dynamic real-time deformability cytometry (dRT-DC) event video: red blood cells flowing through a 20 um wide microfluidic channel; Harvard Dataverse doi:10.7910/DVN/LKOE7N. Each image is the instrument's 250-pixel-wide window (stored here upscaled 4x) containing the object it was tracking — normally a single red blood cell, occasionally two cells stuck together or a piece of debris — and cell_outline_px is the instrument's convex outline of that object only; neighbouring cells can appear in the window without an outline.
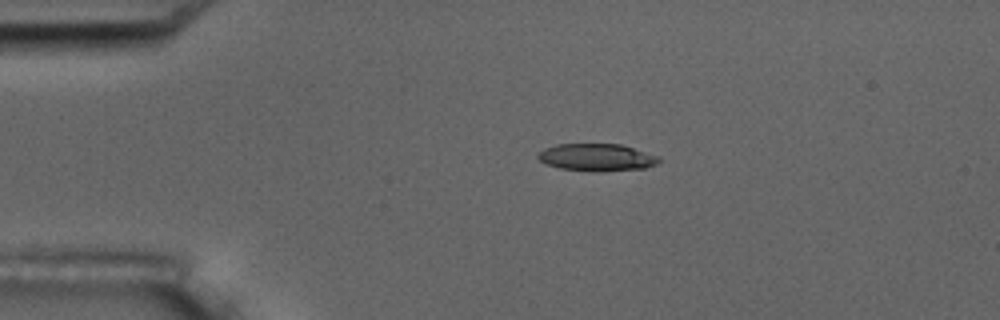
{"species": "common noctule bat (a hibernating species)", "species_latin": "Nyctalus noctula", "temperature_condition": "room temperature", "stored_images_in_passage": 5, "camera_frame_rate_fps": 3000, "um_per_image_px": 0.085, "animal": {"sex": "male", "body_mass_g": 17.5, "forearm_length_mm": 52.3}, "frame": {"image": 1, "passage_image": 3, "time_ms": 2.333, "image_size_px": [1000, 320], "cell_outline_px": [[660, 160], [656, 164], [644, 168], [560, 168], [548, 164], [540, 160], [536, 156], [544, 148], [556, 144], [620, 144], [660, 156]], "centroid_in_image_um": [50.72, 13.3], "position_along_channel_um": 34.3, "area_um2": 17.98}}
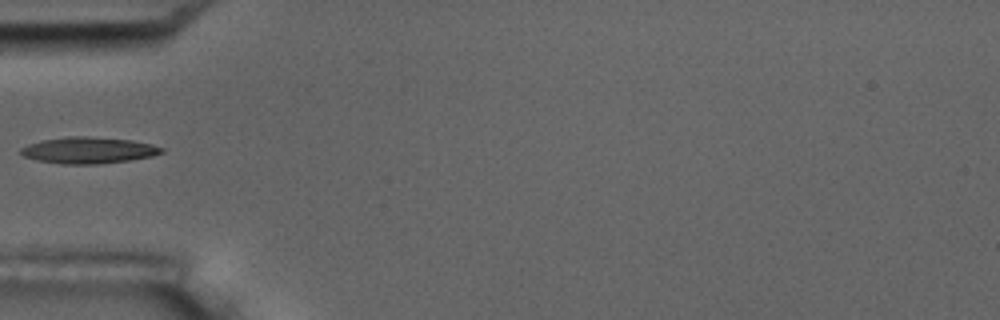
{"frame": {"image": 2, "passage_image": 5, "time_ms": 4.667, "image_size_px": [1000, 320], "cell_outline_px": [[164, 152], [152, 156], [128, 160], [100, 164], [64, 164], [36, 160], [24, 156], [20, 152], [20, 148], [28, 144], [40, 140], [68, 136], [88, 136], [132, 140], [152, 144], [164, 148]], "centroid_in_image_um": [7.51, 12.76], "position_along_channel_um": 77.5, "area_um2": 21.73}}